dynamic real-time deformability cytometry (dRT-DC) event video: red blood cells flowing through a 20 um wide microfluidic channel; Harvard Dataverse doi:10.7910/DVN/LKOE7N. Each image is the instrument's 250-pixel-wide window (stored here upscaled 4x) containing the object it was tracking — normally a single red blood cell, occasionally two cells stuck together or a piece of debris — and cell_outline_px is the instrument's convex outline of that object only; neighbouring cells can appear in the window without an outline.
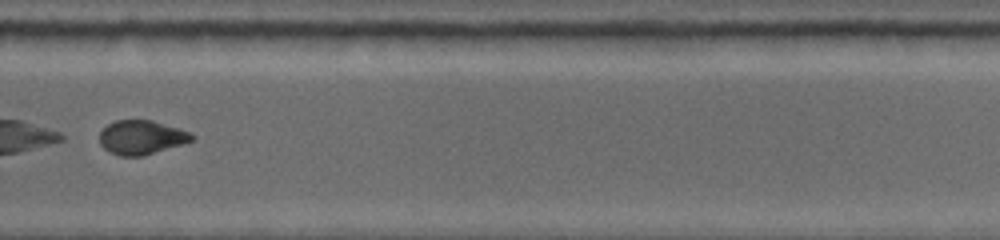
{"species": "common noctule bat (a hibernating species)", "species_latin": "Nyctalus noctula", "temperature_condition": "warm", "stored_images_in_passage": 17, "camera_frame_rate_fps": 5000, "um_per_image_px": 0.085, "animal": {"sex": "female", "body_mass_g": 19.0, "forearm_length_mm": 53.3}, "frame": {"image": 1, "passage_image": 15, "time_ms": 6.8, "image_size_px": [1000, 240], "cell_outline_px": [[196, 136], [192, 140], [184, 144], [144, 156], [120, 156], [108, 152], [100, 144], [100, 132], [108, 124], [116, 120], [152, 120], [180, 128], [192, 132]], "centroid_in_image_um": [12.06, 11.68], "position_along_channel_um": 317.7, "area_um2": 18.61}}
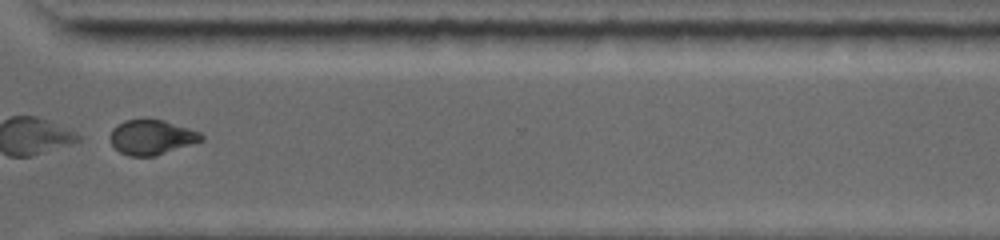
{"frame": {"image": 2, "passage_image": 17, "time_ms": 7.8, "image_size_px": [1000, 240], "cell_outline_px": [[204, 140], [156, 156], [128, 156], [120, 152], [112, 144], [108, 136], [112, 128], [116, 124], [124, 120], [144, 116], [148, 116], [164, 120], [200, 132], [204, 136]], "centroid_in_image_um": [12.85, 11.62], "position_along_channel_um": 357.8, "area_um2": 19.19}}